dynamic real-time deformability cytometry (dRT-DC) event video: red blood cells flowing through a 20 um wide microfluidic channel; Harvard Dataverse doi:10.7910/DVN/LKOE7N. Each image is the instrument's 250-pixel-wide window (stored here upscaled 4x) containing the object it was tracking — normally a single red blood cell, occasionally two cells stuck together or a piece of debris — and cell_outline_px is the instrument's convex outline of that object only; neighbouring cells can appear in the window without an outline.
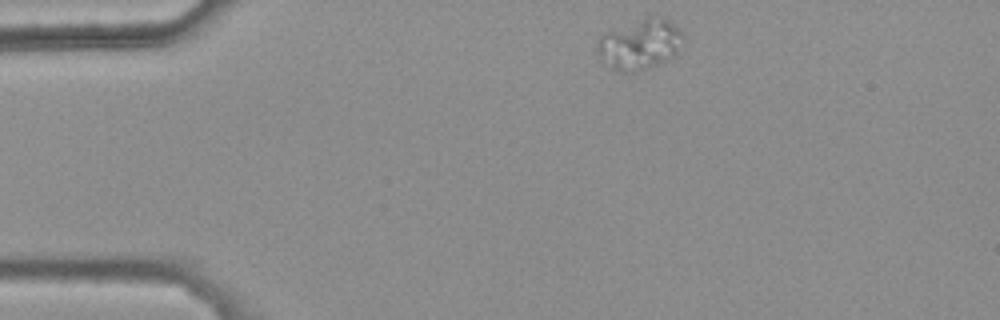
{"species": "common noctule bat (a hibernating species)", "species_latin": "Nyctalus noctula", "temperature_condition": "warm", "stored_images_in_passage": 42, "camera_frame_rate_fps": 3000, "um_per_image_px": 0.085, "animal": {"sex": "female", "body_mass_g": 25.1}, "frame": {"image": 1, "passage_image": 1, "time_ms": 0.0, "image_size_px": [1000, 320], "cell_outline_px": [[684, 36], [676, 52], [668, 60], [648, 68], [632, 72], [620, 72], [612, 68], [596, 52], [596, 40], [604, 32], [648, 16], [664, 16], [680, 28]], "centroid_in_image_um": [54.38, 3.73], "position_along_channel_um": 30.6, "area_um2": 25.32}}
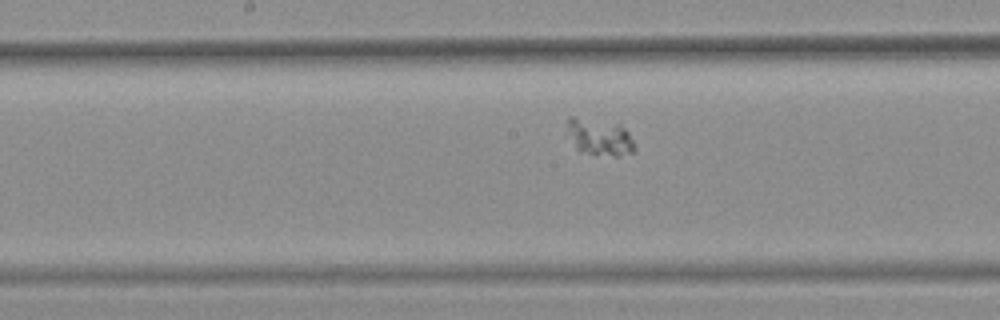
{"frame": {"image": 2, "passage_image": 19, "time_ms": 6.0, "image_size_px": [1000, 320], "cell_outline_px": [[636, 148], [632, 152], [620, 156], [612, 156], [580, 152], [564, 136], [568, 116], [572, 116], [620, 124], [628, 132]], "centroid_in_image_um": [50.87, 11.65], "position_along_channel_um": 197.3, "area_um2": 14.85}}
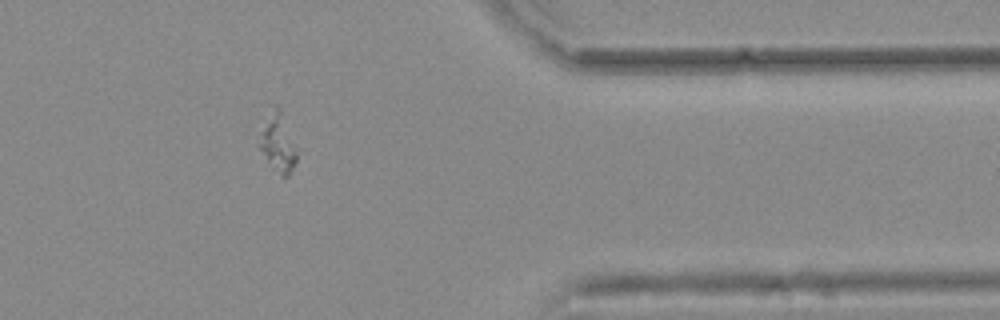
{"frame": {"image": 3, "passage_image": 36, "time_ms": 11.667, "image_size_px": [1000, 320], "cell_outline_px": [[296, 160], [288, 176], [280, 176], [272, 168], [256, 144], [260, 132], [272, 104], [276, 104], [280, 108], [296, 152]], "centroid_in_image_um": [23.55, 12.13], "position_along_channel_um": 387.9, "area_um2": 12.54}}